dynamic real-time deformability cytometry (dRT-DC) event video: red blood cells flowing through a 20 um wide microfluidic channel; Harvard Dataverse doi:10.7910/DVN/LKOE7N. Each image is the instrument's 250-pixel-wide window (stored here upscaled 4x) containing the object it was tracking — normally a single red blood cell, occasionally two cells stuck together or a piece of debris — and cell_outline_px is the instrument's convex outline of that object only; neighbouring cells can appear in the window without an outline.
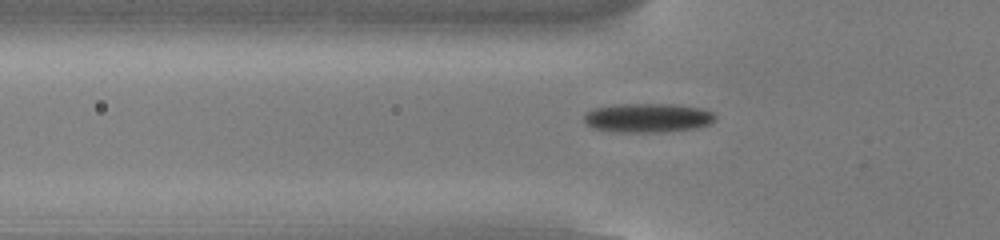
{"species": "common noctule bat (a hibernating species)", "species_latin": "Nyctalus noctula", "temperature_condition": "cold", "stored_images_in_passage": 54, "camera_frame_rate_fps": 3000, "um_per_image_px": 0.085, "animal": {"sex": "male", "body_mass_g": 13.0, "forearm_length_mm": 53.1}, "frame": {"image": 1, "passage_image": 18, "time_ms": 5.667, "image_size_px": [1000, 240], "cell_outline_px": [[716, 116], [708, 124], [696, 128], [664, 132], [612, 132], [596, 128], [584, 124], [584, 112], [592, 108], [620, 104], [672, 104], [704, 108], [712, 112]], "centroid_in_image_um": [55.02, 10.01], "position_along_channel_um": 70.8, "area_um2": 22.43}}
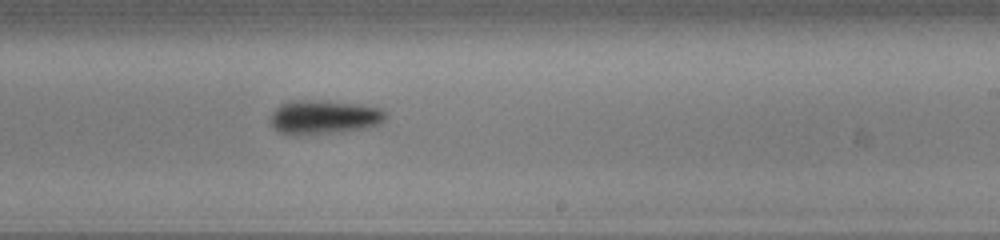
{"frame": {"image": 2, "passage_image": 33, "time_ms": 10.667, "image_size_px": [1000, 240], "cell_outline_px": [[388, 116], [380, 124], [368, 128], [336, 132], [280, 132], [268, 120], [268, 116], [280, 104], [288, 100], [324, 100], [360, 104], [380, 108], [388, 112]], "centroid_in_image_um": [27.6, 9.9], "position_along_channel_um": 261.4, "area_um2": 22.6}}
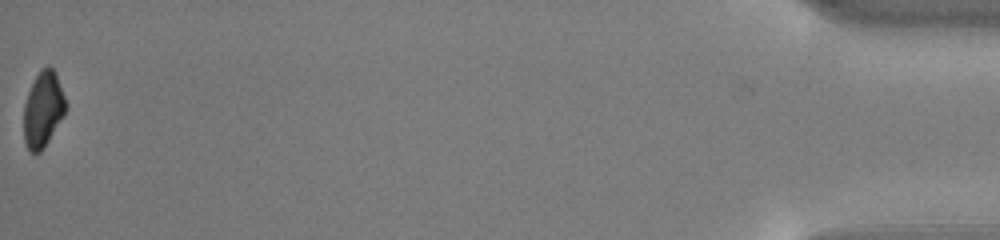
{"frame": {"image": 3, "passage_image": 54, "time_ms": 17.667, "image_size_px": [1000, 240], "cell_outline_px": [[64, 116], [40, 152], [28, 152], [24, 140], [24, 104], [28, 92], [40, 68], [48, 64], [56, 72], [64, 96]], "centroid_in_image_um": [3.64, 9.27], "position_along_channel_um": 431.6, "area_um2": 18.26}, "authors_computed_cell_mechanics": {"area_um2": 20.8947, "velocity_mm_per_s": 3.8235, "shape_relaxation_time_tau1_ms": 2.4927, "shape_relaxation_time_tau2_ms": null, "deformation_change_tau1": 0.0972, "deformation_change_tau2": null}}